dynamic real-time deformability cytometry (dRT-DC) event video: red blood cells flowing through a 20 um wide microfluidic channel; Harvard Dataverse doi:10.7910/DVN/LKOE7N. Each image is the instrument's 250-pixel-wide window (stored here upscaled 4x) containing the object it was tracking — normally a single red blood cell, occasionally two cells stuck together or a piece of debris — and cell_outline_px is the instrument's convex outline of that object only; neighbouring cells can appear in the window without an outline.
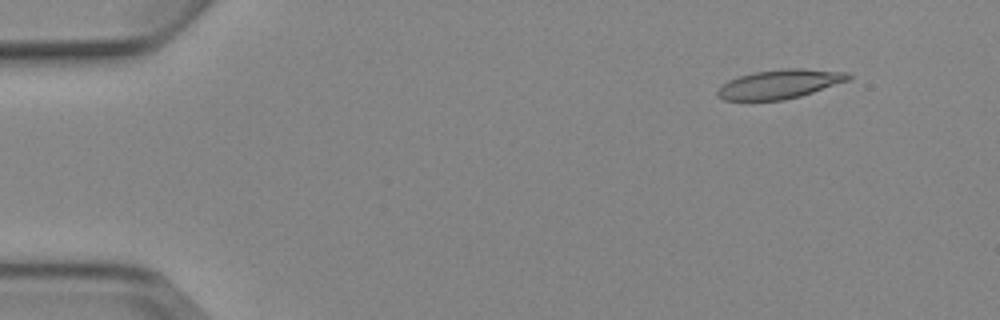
{"species": "Egyptian fruit bat (a non-hibernating species)", "species_latin": "Rousettus aegyptiacus", "temperature_condition": "cold", "stored_images_in_passage": 6, "camera_frame_rate_fps": 3000, "um_per_image_px": 0.085, "animal": {"sex": "female"}, "frame": {"image": 1, "passage_image": 2, "time_ms": 1.0, "image_size_px": [1000, 320], "cell_outline_px": [[852, 76], [848, 80], [800, 96], [784, 100], [724, 100], [716, 96], [716, 92], [728, 80], [740, 76], [756, 72], [784, 68], [804, 68], [848, 72]], "centroid_in_image_um": [66.28, 7.14], "position_along_channel_um": 18.7, "area_um2": 21.96}}
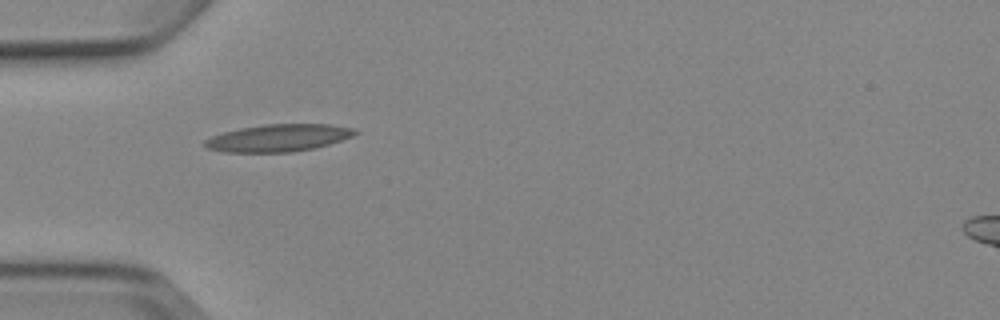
{"frame": {"image": 2, "passage_image": 5, "time_ms": 4.667, "image_size_px": [1000, 320], "cell_outline_px": [[360, 132], [352, 136], [328, 144], [312, 148], [292, 152], [224, 152], [208, 148], [204, 144], [204, 140], [212, 136], [224, 132], [240, 128], [264, 124], [332, 124], [356, 128]], "centroid_in_image_um": [23.69, 11.71], "position_along_channel_um": 61.3, "area_um2": 23.81}}
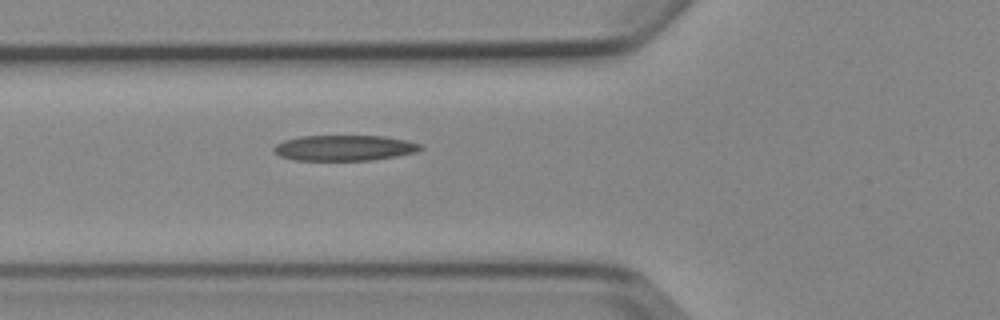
{"frame": {"image": 3, "passage_image": 6, "time_ms": 5.667, "image_size_px": [1000, 320], "cell_outline_px": [[424, 148], [416, 152], [396, 156], [372, 160], [292, 160], [280, 156], [272, 152], [272, 148], [276, 144], [284, 140], [300, 136], [384, 136], [408, 140], [424, 144]], "centroid_in_image_um": [29.28, 12.57], "position_along_channel_um": 96.5, "area_um2": 22.14}}